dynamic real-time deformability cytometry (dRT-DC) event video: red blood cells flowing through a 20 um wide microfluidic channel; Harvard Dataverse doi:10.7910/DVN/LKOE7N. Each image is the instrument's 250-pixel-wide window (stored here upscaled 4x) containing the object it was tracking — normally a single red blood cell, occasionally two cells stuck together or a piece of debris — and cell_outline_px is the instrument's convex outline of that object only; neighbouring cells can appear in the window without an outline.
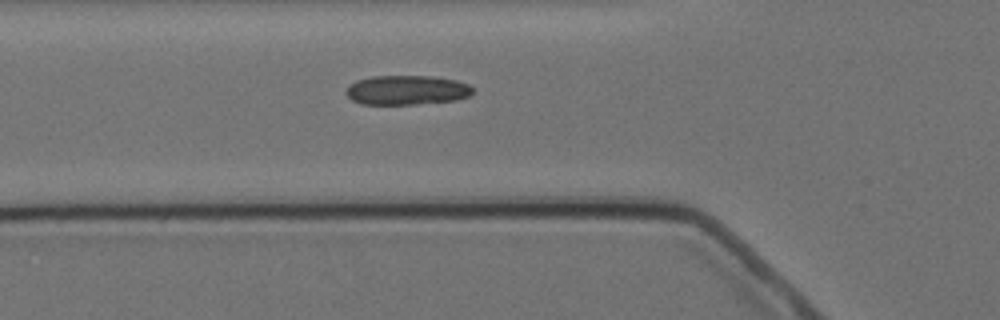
{"species": "Egyptian fruit bat (a non-hibernating species)", "species_latin": "Rousettus aegyptiacus", "temperature_condition": "cold", "stored_images_in_passage": 2, "camera_frame_rate_fps": 3000, "um_per_image_px": 0.085, "animal": {"sex": "female"}, "frame": {"image": 1, "passage_image": 2, "time_ms": 2.0, "image_size_px": [1000, 320], "cell_outline_px": [[472, 92], [468, 96], [456, 100], [416, 104], [360, 104], [352, 100], [344, 92], [356, 80], [372, 76], [436, 76], [456, 80], [468, 84], [472, 88]], "centroid_in_image_um": [34.57, 7.65], "position_along_channel_um": 91.2, "area_um2": 21.73}}